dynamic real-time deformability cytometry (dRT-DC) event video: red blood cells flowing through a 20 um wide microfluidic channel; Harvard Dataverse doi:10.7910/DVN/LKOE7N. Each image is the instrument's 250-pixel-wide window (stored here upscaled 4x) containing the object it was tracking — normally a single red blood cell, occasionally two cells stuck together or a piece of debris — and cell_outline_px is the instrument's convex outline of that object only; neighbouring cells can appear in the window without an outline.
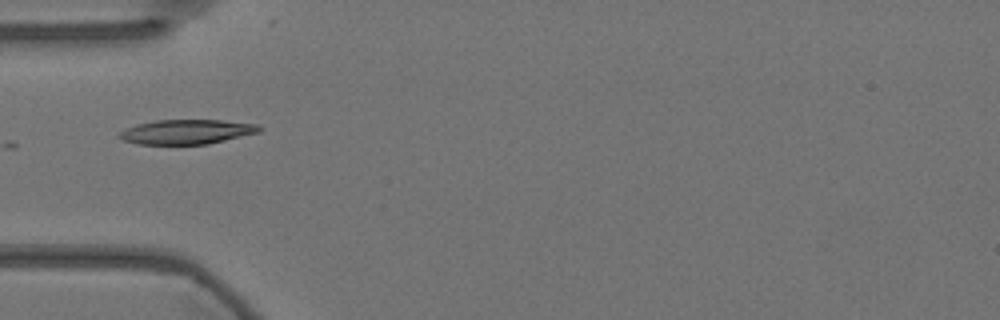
{"species": "Egyptian fruit bat (a non-hibernating species)", "species_latin": "Rousettus aegyptiacus", "temperature_condition": "warm", "stored_images_in_passage": 9, "camera_frame_rate_fps": 3000, "um_per_image_px": 0.085, "animal": {"sex": "female"}, "frame": {"image": 1, "passage_image": 1, "time_ms": 0.0, "image_size_px": [1000, 320], "cell_outline_px": [[264, 128], [260, 132], [208, 144], [136, 144], [120, 140], [116, 136], [120, 132], [136, 124], [156, 120], [224, 120], [256, 124]], "centroid_in_image_um": [15.86, 11.2], "position_along_channel_um": 69.1, "area_um2": 20.17}}
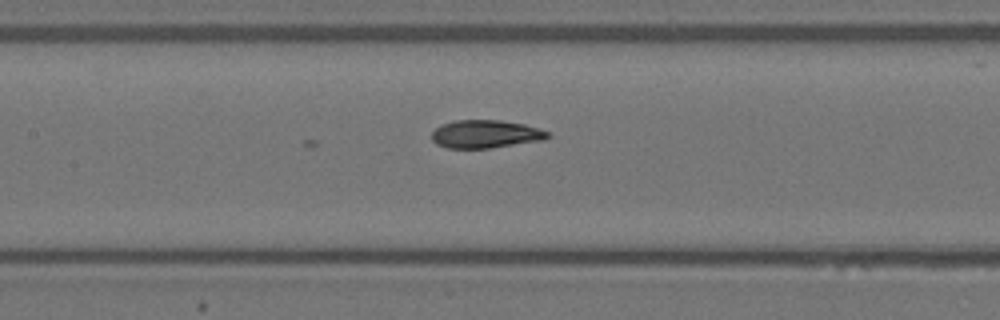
{"frame": {"image": 2, "passage_image": 9, "time_ms": 2.667, "image_size_px": [1000, 320], "cell_outline_px": [[552, 136], [544, 140], [488, 148], [448, 148], [436, 144], [432, 140], [432, 132], [436, 128], [444, 124], [456, 120], [500, 120], [524, 124], [540, 128], [548, 132]], "centroid_in_image_um": [41.3, 11.39], "position_along_channel_um": 166.1, "area_um2": 18.9}}